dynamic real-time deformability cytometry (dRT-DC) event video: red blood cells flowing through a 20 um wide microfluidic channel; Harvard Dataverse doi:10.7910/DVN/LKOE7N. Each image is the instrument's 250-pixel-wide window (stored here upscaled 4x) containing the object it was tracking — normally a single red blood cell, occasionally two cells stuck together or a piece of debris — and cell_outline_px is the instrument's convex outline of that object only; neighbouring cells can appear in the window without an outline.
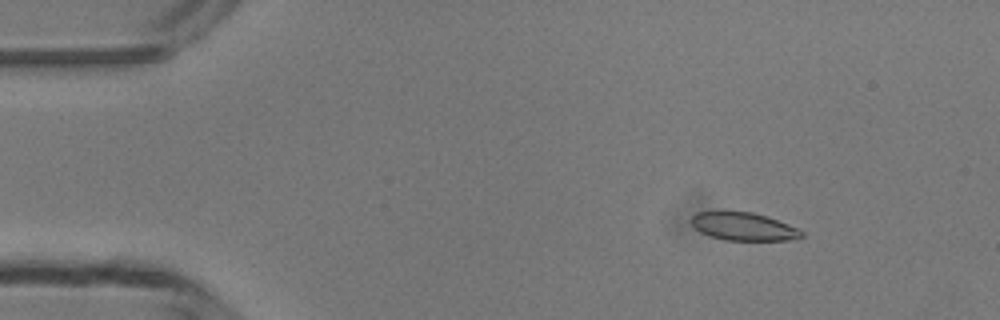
{"species": "common noctule bat (a hibernating species)", "species_latin": "Nyctalus noctula", "temperature_condition": "room temperature", "stored_images_in_passage": 22, "camera_frame_rate_fps": 3000, "um_per_image_px": 0.085, "animal": {"sex": "male", "body_mass_g": 13.3}, "frame": {"image": 1, "passage_image": 7, "time_ms": 2.0, "image_size_px": [1000, 320], "cell_outline_px": [[804, 236], [788, 240], [724, 240], [700, 232], [688, 220], [696, 212], [752, 212], [768, 216], [800, 228], [804, 232]], "centroid_in_image_um": [63.23, 19.25], "position_along_channel_um": 21.8, "area_um2": 18.03}}
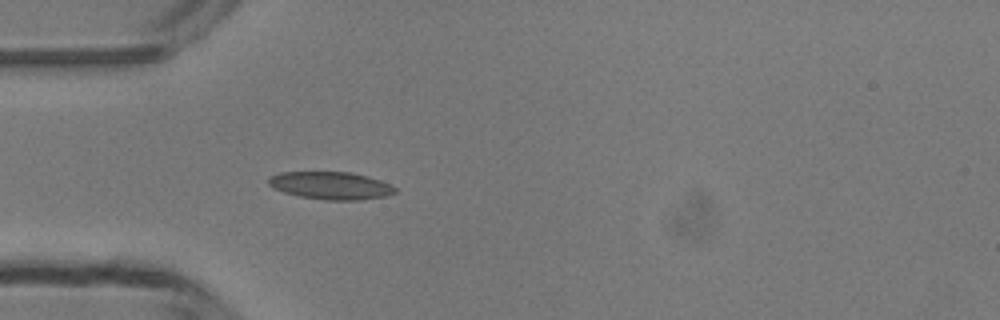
{"frame": {"image": 2, "passage_image": 15, "time_ms": 4.667, "image_size_px": [1000, 320], "cell_outline_px": [[396, 192], [384, 196], [360, 200], [324, 200], [300, 196], [284, 192], [268, 184], [268, 180], [272, 176], [280, 172], [348, 172], [368, 176], [380, 180], [396, 188]], "centroid_in_image_um": [28.13, 15.77], "position_along_channel_um": 56.9, "area_um2": 20.11}}
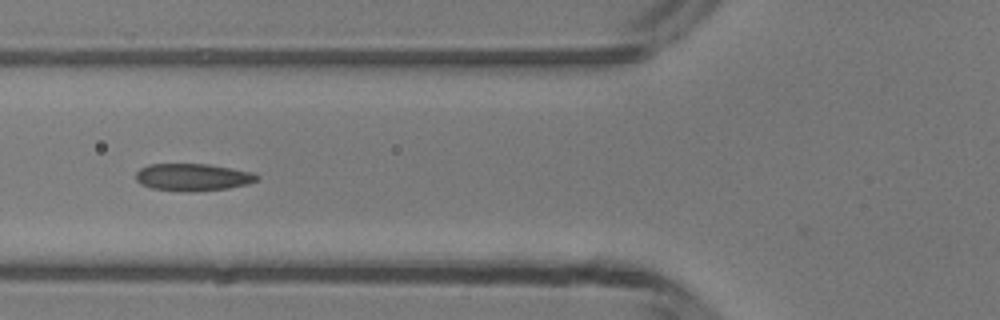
{"frame": {"image": 3, "passage_image": 19, "time_ms": 6.0, "image_size_px": [1000, 320], "cell_outline_px": [[260, 176], [256, 180], [248, 184], [228, 188], [188, 192], [184, 192], [152, 188], [140, 184], [136, 180], [136, 172], [140, 168], [148, 164], [208, 164], [256, 172]], "centroid_in_image_um": [16.4, 15.05], "position_along_channel_um": 109.4, "area_um2": 19.42}}